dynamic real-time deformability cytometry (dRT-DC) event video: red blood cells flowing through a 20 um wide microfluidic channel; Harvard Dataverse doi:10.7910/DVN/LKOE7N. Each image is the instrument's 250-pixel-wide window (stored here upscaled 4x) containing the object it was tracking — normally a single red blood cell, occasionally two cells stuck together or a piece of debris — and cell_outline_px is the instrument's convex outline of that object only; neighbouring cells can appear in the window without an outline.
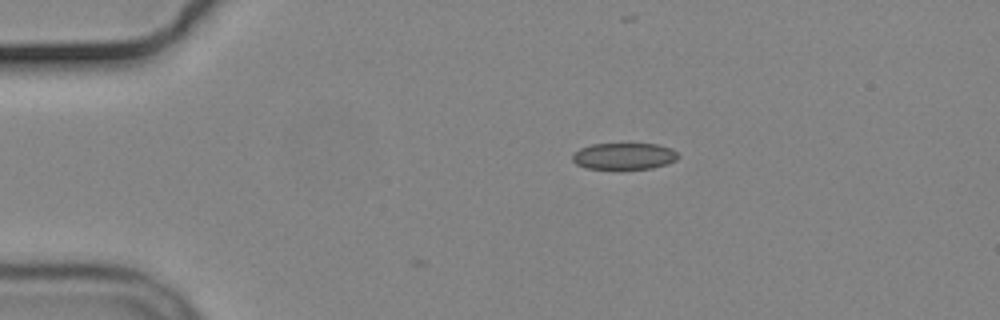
{"species": "common noctule bat (a hibernating species)", "species_latin": "Nyctalus noctula", "temperature_condition": "cold", "stored_images_in_passage": 6, "camera_frame_rate_fps": 3000, "um_per_image_px": 0.085, "animal": {"sex": "male", "body_mass_g": 19.2, "forearm_length_mm": 51.8}, "frame": {"image": 1, "passage_image": 1, "time_ms": 0.0, "image_size_px": [1000, 320], "cell_outline_px": [[680, 156], [676, 160], [668, 164], [652, 168], [584, 168], [576, 164], [572, 160], [572, 152], [580, 148], [592, 144], [660, 144], [672, 148]], "centroid_in_image_um": [53.05, 13.26], "position_along_channel_um": 32.0, "area_um2": 16.42}}